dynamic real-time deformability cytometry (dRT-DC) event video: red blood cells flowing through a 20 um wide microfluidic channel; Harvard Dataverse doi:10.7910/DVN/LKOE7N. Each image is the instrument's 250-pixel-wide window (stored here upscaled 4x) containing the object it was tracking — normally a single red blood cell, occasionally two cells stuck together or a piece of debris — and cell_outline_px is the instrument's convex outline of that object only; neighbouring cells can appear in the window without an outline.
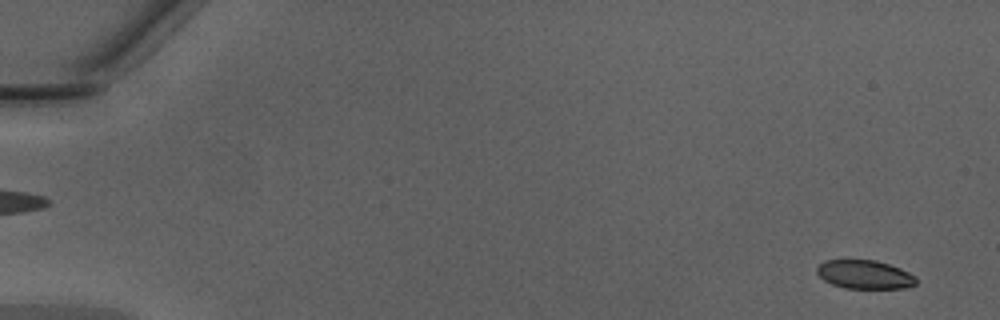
{"species": "Egyptian fruit bat (a non-hibernating species)", "species_latin": "Rousettus aegyptiacus", "temperature_condition": "warm", "stored_images_in_passage": 48, "camera_frame_rate_fps": 3000, "um_per_image_px": 0.085, "animal": {"sex": "male"}, "frame": {"image": 1, "passage_image": 2, "time_ms": 0.333, "image_size_px": [1000, 320], "cell_outline_px": [[916, 284], [904, 288], [844, 288], [832, 284], [824, 280], [816, 272], [816, 268], [824, 260], [876, 260], [900, 268], [916, 276]], "centroid_in_image_um": [73.49, 23.33], "position_along_channel_um": 11.5, "area_um2": 16.53}}
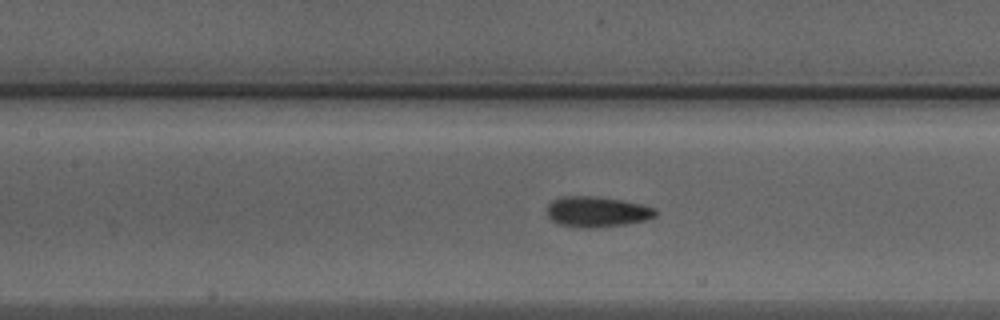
{"frame": {"image": 2, "passage_image": 23, "time_ms": 7.333, "image_size_px": [1000, 320], "cell_outline_px": [[656, 216], [644, 220], [624, 224], [592, 228], [572, 228], [556, 224], [548, 216], [548, 204], [552, 200], [564, 196], [588, 196], [620, 200], [640, 204], [656, 208]], "centroid_in_image_um": [50.69, 18.02], "position_along_channel_um": 156.7, "area_um2": 19.25}}
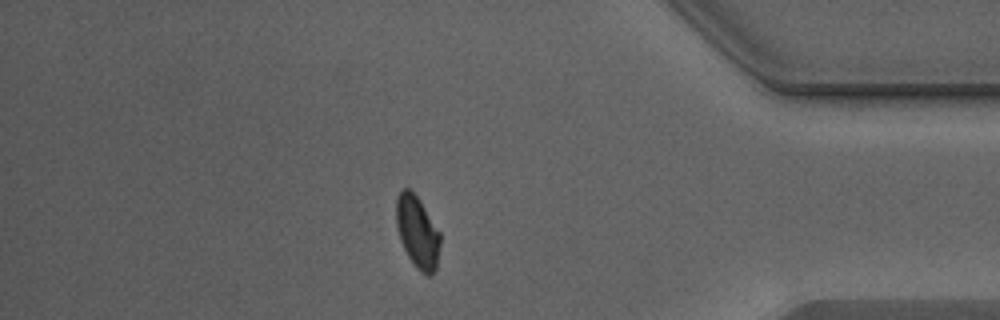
{"frame": {"image": 3, "passage_image": 42, "time_ms": 13.667, "image_size_px": [1000, 320], "cell_outline_px": [[440, 244], [436, 268], [432, 276], [428, 276], [420, 272], [416, 268], [408, 256], [400, 240], [396, 224], [396, 200], [400, 192], [404, 188], [408, 188], [416, 196], [440, 232]], "centroid_in_image_um": [35.48, 19.77], "position_along_channel_um": 399.7, "area_um2": 18.26}, "authors_computed_cell_mechanics": {"area_um2": 18.3226, "velocity_mm_per_s": 4.3094, "shape_relaxation_time_tau1_ms": 3.0541, "shape_relaxation_time_tau2_ms": 1.2041, "deformation_change_tau1": 0.0927, "deformation_change_tau2": 0.0511}}